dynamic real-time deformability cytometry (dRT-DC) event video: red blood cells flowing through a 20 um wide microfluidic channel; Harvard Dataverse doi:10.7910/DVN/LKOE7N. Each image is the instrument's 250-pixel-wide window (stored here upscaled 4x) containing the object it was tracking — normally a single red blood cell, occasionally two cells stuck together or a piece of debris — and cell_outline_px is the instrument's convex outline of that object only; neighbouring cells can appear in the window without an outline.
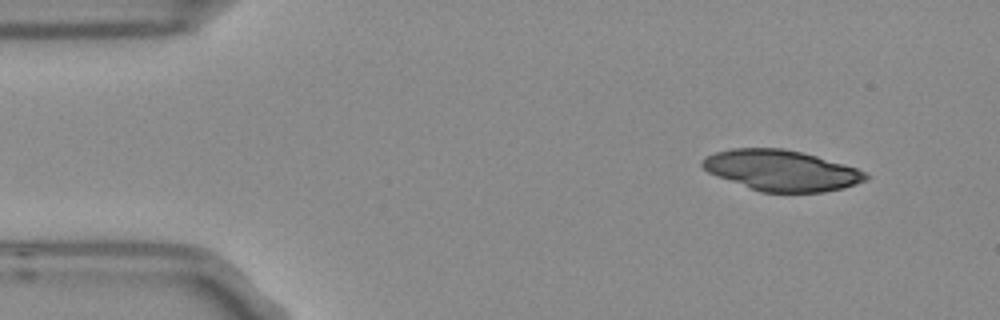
{"species": "Egyptian fruit bat (a non-hibernating species)", "species_latin": "Rousettus aegyptiacus", "temperature_condition": "room temperature", "stored_images_in_passage": 5, "camera_frame_rate_fps": 3000, "um_per_image_px": 0.085, "frame": {"image": 1, "passage_image": 1, "time_ms": 0.0, "image_size_px": [1000, 320], "cell_outline_px": [[868, 180], [844, 188], [824, 192], [760, 192], [748, 188], [716, 176], [708, 172], [700, 164], [700, 160], [716, 152], [732, 148], [784, 148], [816, 156], [856, 168], [864, 172], [868, 176]], "centroid_in_image_um": [66.39, 14.49], "position_along_channel_um": 18.6, "area_um2": 38.67}}